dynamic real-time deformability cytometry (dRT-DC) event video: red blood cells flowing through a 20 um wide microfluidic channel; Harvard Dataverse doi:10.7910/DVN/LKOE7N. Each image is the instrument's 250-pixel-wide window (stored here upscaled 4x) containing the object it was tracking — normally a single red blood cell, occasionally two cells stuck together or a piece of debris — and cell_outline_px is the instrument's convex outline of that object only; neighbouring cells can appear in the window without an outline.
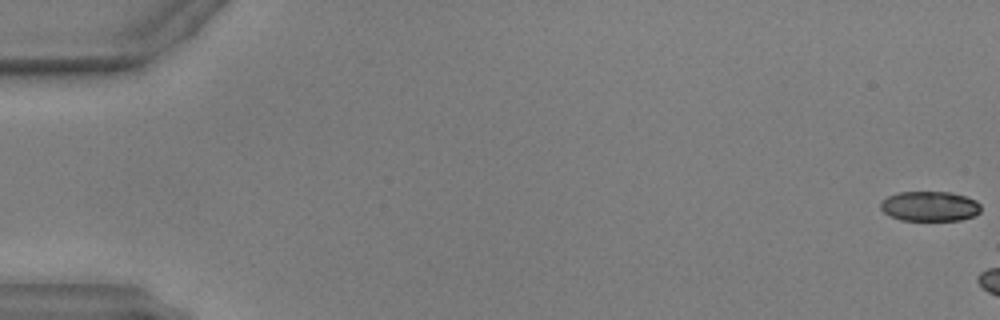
{"species": "common noctule bat (a hibernating species)", "species_latin": "Nyctalus noctula", "temperature_condition": "warm", "stored_images_in_passage": 6, "camera_frame_rate_fps": 3000, "um_per_image_px": 0.085, "animal": {"sex": "male", "body_mass_g": 17.9, "forearm_length_mm": 54.2}, "frame": {"image": 1, "passage_image": 1, "time_ms": 0.0, "image_size_px": [1000, 320], "cell_outline_px": [[980, 212], [976, 216], [960, 220], [900, 220], [884, 212], [880, 208], [880, 200], [896, 192], [952, 192], [976, 200], [980, 204]], "centroid_in_image_um": [79.03, 17.52], "position_along_channel_um": 6.0, "area_um2": 17.63}}